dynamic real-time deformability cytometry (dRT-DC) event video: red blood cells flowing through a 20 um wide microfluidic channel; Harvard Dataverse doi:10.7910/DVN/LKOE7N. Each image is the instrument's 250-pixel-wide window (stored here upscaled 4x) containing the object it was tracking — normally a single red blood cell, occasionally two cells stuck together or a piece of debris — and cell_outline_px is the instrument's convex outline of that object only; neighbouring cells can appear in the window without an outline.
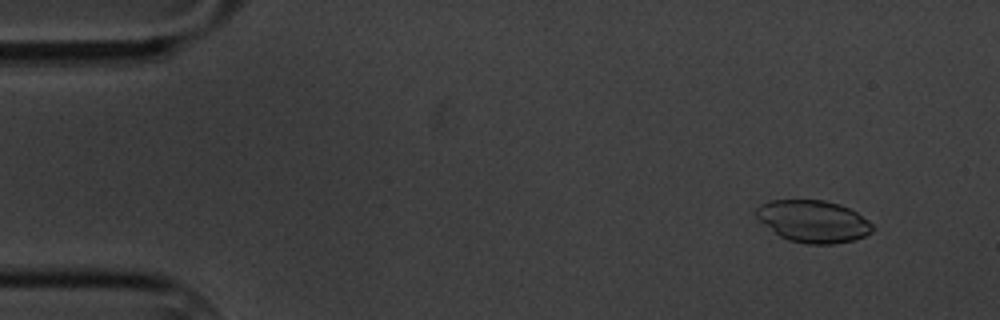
{"species": "common noctule bat (a hibernating species)", "species_latin": "Nyctalus noctula", "temperature_condition": "cold", "stored_images_in_passage": 58, "camera_frame_rate_fps": 3000, "um_per_image_px": 0.085, "animal": {"sex": "male", "body_mass_g": 20.1, "forearm_length_mm": 53.5}, "frame": {"image": 1, "passage_image": 4, "time_ms": 1.0, "image_size_px": [1000, 320], "cell_outline_px": [[872, 232], [864, 236], [852, 240], [832, 244], [808, 244], [788, 240], [780, 236], [760, 220], [756, 216], [756, 208], [760, 204], [768, 200], [824, 200], [840, 204], [856, 212], [868, 220], [872, 224]], "centroid_in_image_um": [69.12, 18.8], "position_along_channel_um": 15.9, "area_um2": 28.32}}
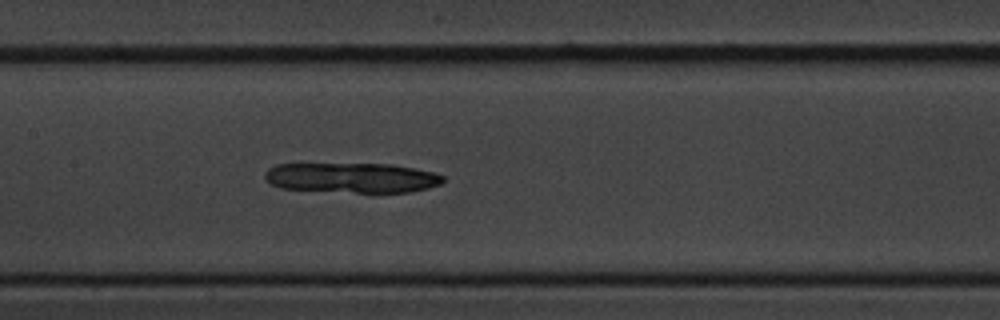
{"frame": {"image": 2, "passage_image": 27, "time_ms": 8.667, "image_size_px": [1000, 320], "cell_outline_px": [[444, 180], [440, 184], [428, 188], [408, 192], [372, 196], [280, 188], [272, 184], [264, 176], [264, 172], [268, 168], [276, 164], [392, 164], [432, 172], [444, 176]], "centroid_in_image_um": [29.92, 15.16], "position_along_channel_um": 177.5, "area_um2": 32.48}}
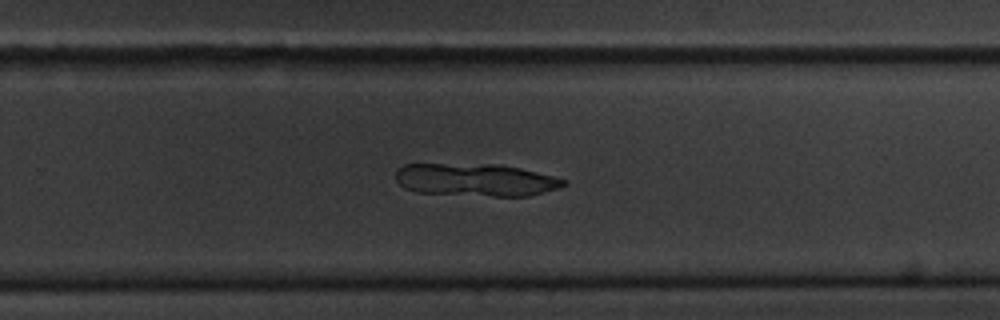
{"frame": {"image": 3, "passage_image": 37, "time_ms": 12.0, "image_size_px": [1000, 320], "cell_outline_px": [[568, 184], [560, 188], [528, 196], [496, 196], [416, 192], [404, 188], [396, 180], [396, 168], [404, 164], [500, 164], [520, 168], [556, 176], [568, 180]], "centroid_in_image_um": [40.47, 15.28], "position_along_channel_um": 289.3, "area_um2": 32.19}}